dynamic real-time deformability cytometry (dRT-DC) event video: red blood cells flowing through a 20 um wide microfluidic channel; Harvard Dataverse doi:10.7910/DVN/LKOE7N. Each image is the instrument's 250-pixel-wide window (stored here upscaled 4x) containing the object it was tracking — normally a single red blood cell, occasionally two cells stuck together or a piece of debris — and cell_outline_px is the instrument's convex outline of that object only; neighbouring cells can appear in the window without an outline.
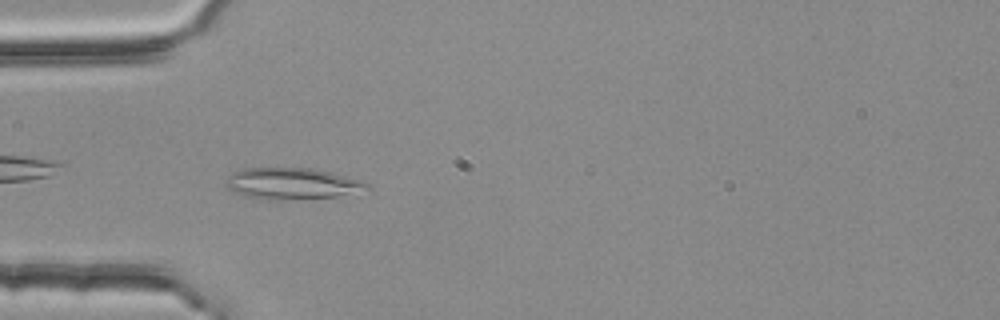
{"species": "common noctule bat (a hibernating species)", "species_latin": "Nyctalus noctula", "temperature_condition": "room temperature", "stored_images_in_passage": 6, "camera_frame_rate_fps": 3000, "um_per_image_px": 0.085, "animal": {"sex": "female", "body_mass_g": 25.1}, "frame": {"image": 1, "passage_image": 4, "time_ms": 1.0, "image_size_px": [1000, 320], "cell_outline_px": [[372, 188], [336, 196], [268, 200], [244, 196], [228, 188], [224, 184], [224, 180], [232, 172], [244, 168], [308, 168], [328, 172], [360, 180], [368, 184]], "centroid_in_image_um": [24.73, 15.59], "position_along_channel_um": 60.3, "area_um2": 25.37}}
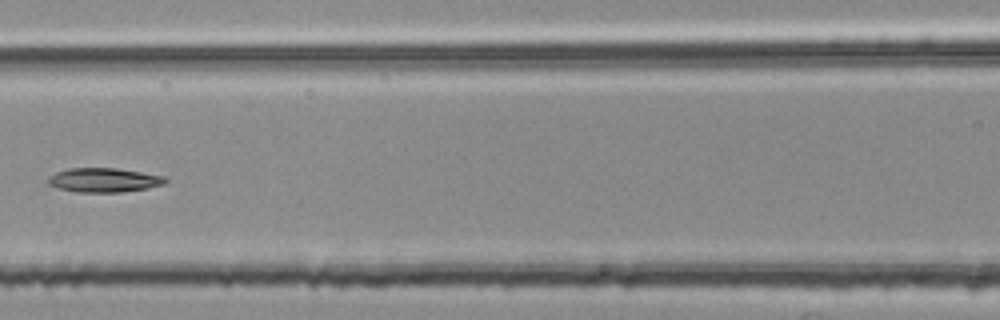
{"frame": {"image": 2, "passage_image": 6, "time_ms": 1.667, "image_size_px": [1000, 320], "cell_outline_px": [[168, 180], [164, 184], [148, 188], [120, 192], [76, 192], [60, 188], [48, 184], [48, 176], [56, 172], [68, 168], [116, 168], [164, 176]], "centroid_in_image_um": [8.82, 15.3], "position_along_channel_um": 157.8, "area_um2": 16.47}}